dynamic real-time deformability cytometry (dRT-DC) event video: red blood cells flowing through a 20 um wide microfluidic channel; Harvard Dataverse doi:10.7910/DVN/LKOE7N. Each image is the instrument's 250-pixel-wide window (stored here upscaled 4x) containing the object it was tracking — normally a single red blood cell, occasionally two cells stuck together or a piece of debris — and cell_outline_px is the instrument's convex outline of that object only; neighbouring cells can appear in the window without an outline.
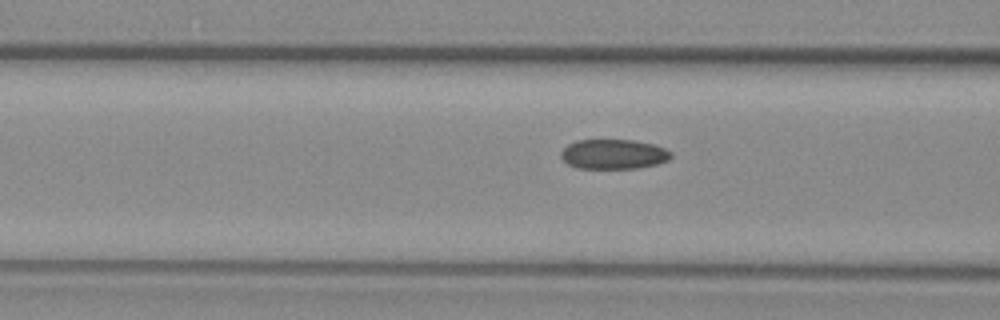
{"species": "common noctule bat (a hibernating species)", "species_latin": "Nyctalus noctula", "temperature_condition": "warm", "stored_images_in_passage": 13, "camera_frame_rate_fps": 3000, "um_per_image_px": 0.085, "animal": {"sex": "female", "body_mass_g": 29.2, "forearm_length_mm": 56.3}, "frame": {"image": 1, "passage_image": 10, "time_ms": 3.0, "image_size_px": [1000, 320], "cell_outline_px": [[672, 156], [668, 160], [656, 164], [636, 168], [576, 168], [568, 164], [560, 156], [560, 152], [568, 144], [576, 140], [632, 140], [652, 144], [664, 148], [672, 152]], "centroid_in_image_um": [52.13, 13.1], "position_along_channel_um": 114.5, "area_um2": 19.02}}